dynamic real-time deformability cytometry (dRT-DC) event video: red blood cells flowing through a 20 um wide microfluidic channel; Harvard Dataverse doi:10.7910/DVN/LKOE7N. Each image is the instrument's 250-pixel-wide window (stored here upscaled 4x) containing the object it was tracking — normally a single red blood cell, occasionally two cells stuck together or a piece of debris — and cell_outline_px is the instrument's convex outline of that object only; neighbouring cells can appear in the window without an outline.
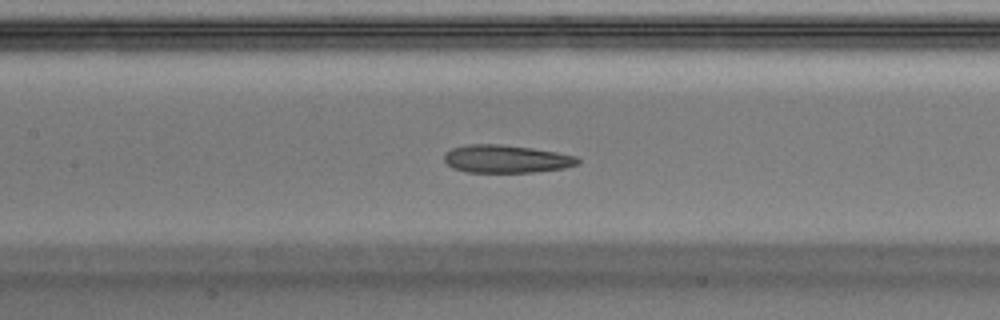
{"species": "Egyptian fruit bat (a non-hibernating species)", "species_latin": "Rousettus aegyptiacus", "temperature_condition": "warm", "stored_images_in_passage": 34, "camera_frame_rate_fps": 3000, "um_per_image_px": 0.085, "animal": {"sex": "male"}, "frame": {"image": 1, "passage_image": 8, "time_ms": 2.333, "image_size_px": [1000, 320], "cell_outline_px": [[580, 164], [564, 168], [532, 172], [468, 172], [452, 168], [444, 160], [444, 152], [452, 148], [468, 144], [500, 144], [532, 148], [556, 152], [576, 156], [580, 160]], "centroid_in_image_um": [43.02, 13.5], "position_along_channel_um": 164.4, "area_um2": 21.73}}
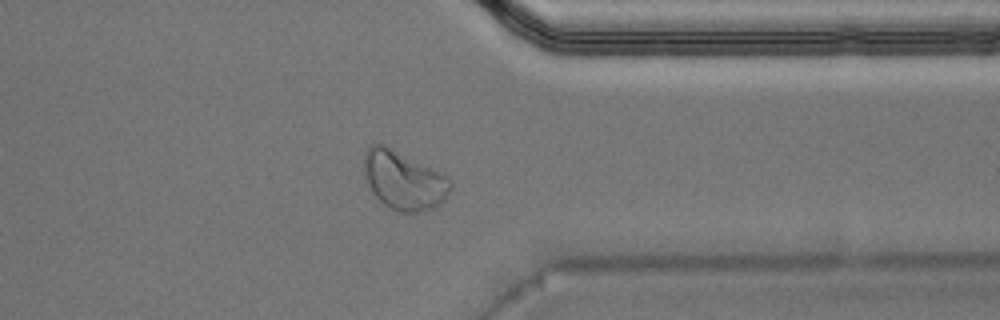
{"frame": {"image": 2, "passage_image": 24, "time_ms": 7.667, "image_size_px": [1000, 320], "cell_outline_px": [[452, 188], [444, 200], [440, 204], [432, 208], [420, 212], [400, 212], [384, 204], [372, 192], [368, 184], [364, 172], [364, 156], [368, 148], [372, 144], [384, 144], [448, 176], [452, 180]], "centroid_in_image_um": [34.34, 15.33], "position_along_channel_um": 377.1, "area_um2": 29.36}}
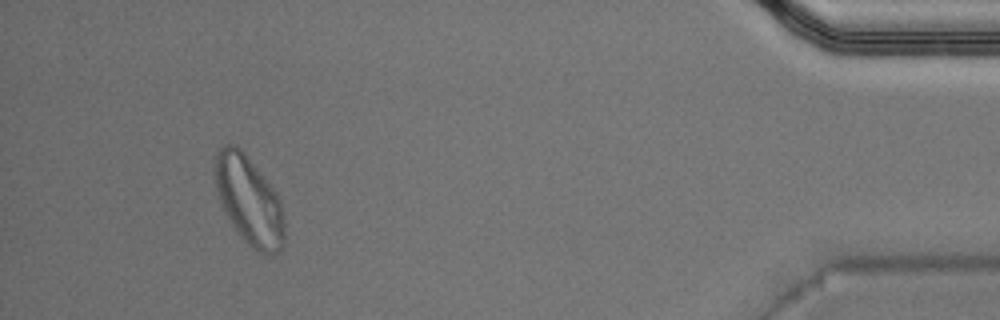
{"frame": {"image": 3, "passage_image": 31, "time_ms": 10.0, "image_size_px": [1000, 320], "cell_outline_px": [[284, 244], [276, 252], [264, 256], [252, 248], [244, 240], [224, 212], [220, 200], [212, 168], [216, 152], [224, 144], [236, 144], [244, 152], [264, 176], [276, 192], [280, 200], [284, 216]], "centroid_in_image_um": [21.16, 17.01], "position_along_channel_um": 414.0, "area_um2": 36.01}, "authors_computed_cell_mechanics": {"area_um2": 22.831, "velocity_mm_per_s": 4.0804, "shape_relaxation_time_tau1_ms": 5.38, "shape_relaxation_time_tau2_ms": 1.7587, "deformation_change_tau1": 0.174, "deformation_change_tau2": 0.104}}